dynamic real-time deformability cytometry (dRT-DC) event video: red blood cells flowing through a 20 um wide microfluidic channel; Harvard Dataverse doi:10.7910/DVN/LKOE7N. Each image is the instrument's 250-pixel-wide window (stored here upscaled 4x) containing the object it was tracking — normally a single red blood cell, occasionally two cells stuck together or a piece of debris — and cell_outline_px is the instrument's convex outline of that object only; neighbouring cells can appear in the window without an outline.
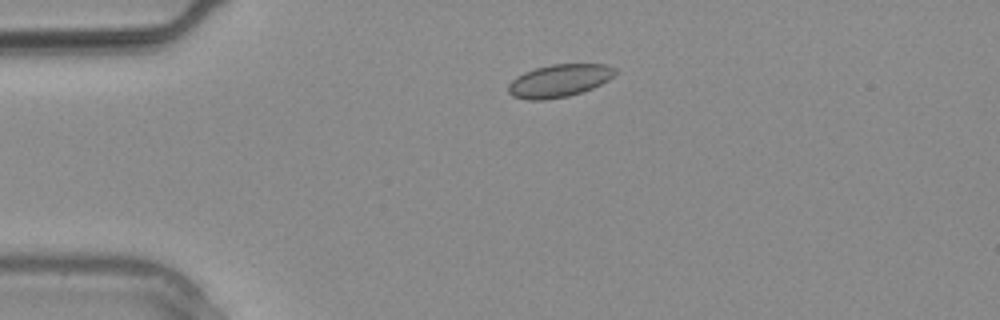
{"species": "common noctule bat (a hibernating species)", "species_latin": "Nyctalus noctula", "temperature_condition": "warm", "stored_images_in_passage": 3, "camera_frame_rate_fps": 3000, "um_per_image_px": 0.085, "animal": {"sex": "male", "body_mass_g": 20.4}, "frame": {"image": 1, "passage_image": 3, "time_ms": 0.667, "image_size_px": [1000, 320], "cell_outline_px": [[616, 72], [608, 80], [592, 88], [568, 96], [544, 100], [528, 100], [512, 96], [508, 92], [508, 84], [516, 76], [524, 72], [536, 68], [552, 64], [608, 64], [616, 68]], "centroid_in_image_um": [47.51, 6.86], "position_along_channel_um": 37.5, "area_um2": 20.35}}